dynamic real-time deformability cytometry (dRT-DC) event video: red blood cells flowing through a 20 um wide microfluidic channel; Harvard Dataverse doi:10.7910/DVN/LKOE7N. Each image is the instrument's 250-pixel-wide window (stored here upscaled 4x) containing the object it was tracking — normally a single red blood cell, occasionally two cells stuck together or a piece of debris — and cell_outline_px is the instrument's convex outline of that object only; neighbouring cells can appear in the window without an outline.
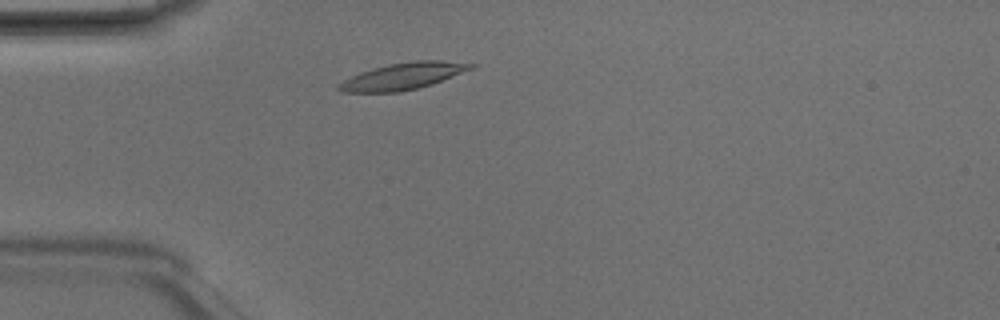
{"species": "Egyptian fruit bat (a non-hibernating species)", "species_latin": "Rousettus aegyptiacus", "temperature_condition": "room temperature", "stored_images_in_passage": 2, "camera_frame_rate_fps": 3000, "um_per_image_px": 0.085, "animal": {"sex": "male"}, "frame": {"image": 1, "passage_image": 2, "time_ms": 0.333, "image_size_px": [1000, 320], "cell_outline_px": [[480, 64], [476, 68], [432, 84], [400, 92], [340, 92], [336, 88], [344, 80], [360, 72], [372, 68], [388, 64], [416, 60], [440, 60]], "centroid_in_image_um": [34.32, 6.46], "position_along_channel_um": 50.7, "area_um2": 20.69}}